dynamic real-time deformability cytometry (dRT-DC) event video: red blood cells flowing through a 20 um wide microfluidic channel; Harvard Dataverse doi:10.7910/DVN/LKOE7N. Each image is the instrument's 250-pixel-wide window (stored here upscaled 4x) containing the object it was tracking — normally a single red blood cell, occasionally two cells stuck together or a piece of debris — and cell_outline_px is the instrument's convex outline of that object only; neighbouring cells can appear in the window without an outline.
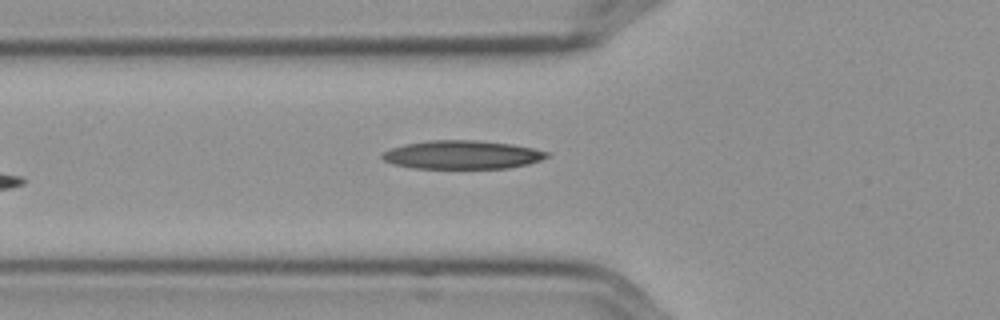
{"species": "Egyptian fruit bat (a non-hibernating species)", "species_latin": "Rousettus aegyptiacus", "temperature_condition": "cold", "stored_images_in_passage": 6, "camera_frame_rate_fps": 3000, "um_per_image_px": 0.085, "frame": {"image": 1, "passage_image": 6, "time_ms": 1.667, "image_size_px": [1000, 320], "cell_outline_px": [[548, 156], [540, 160], [528, 164], [508, 168], [412, 168], [396, 164], [384, 160], [380, 156], [384, 152], [392, 148], [404, 144], [428, 140], [476, 140], [512, 144], [532, 148], [548, 152]], "centroid_in_image_um": [39.28, 13.15], "position_along_channel_um": 86.5, "area_um2": 27.17}}